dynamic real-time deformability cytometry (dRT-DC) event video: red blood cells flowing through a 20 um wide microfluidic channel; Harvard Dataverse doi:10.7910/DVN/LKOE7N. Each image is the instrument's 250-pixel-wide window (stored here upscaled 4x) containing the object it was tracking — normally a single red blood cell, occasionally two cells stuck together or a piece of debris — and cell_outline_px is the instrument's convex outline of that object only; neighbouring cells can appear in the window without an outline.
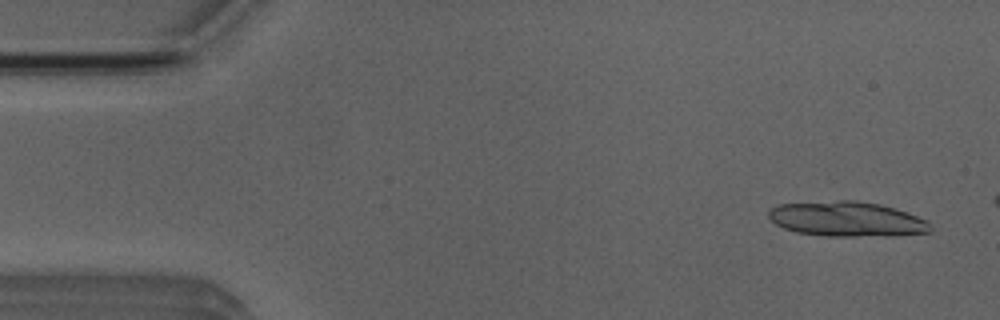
{"species": "Egyptian fruit bat (a non-hibernating species)", "species_latin": "Rousettus aegyptiacus", "temperature_condition": "room temperature", "stored_images_in_passage": 4, "camera_frame_rate_fps": 3000, "um_per_image_px": 0.085, "animal": {"sex": "male"}, "frame": {"image": 1, "passage_image": 1, "time_ms": 0.0, "image_size_px": [1000, 320], "cell_outline_px": [[932, 232], [896, 236], [824, 236], [796, 232], [784, 228], [776, 224], [768, 216], [768, 212], [776, 204], [840, 200], [856, 200], [880, 204], [896, 208], [928, 220], [932, 224]], "centroid_in_image_um": [72.04, 18.62], "position_along_channel_um": 13.0, "area_um2": 33.41}}